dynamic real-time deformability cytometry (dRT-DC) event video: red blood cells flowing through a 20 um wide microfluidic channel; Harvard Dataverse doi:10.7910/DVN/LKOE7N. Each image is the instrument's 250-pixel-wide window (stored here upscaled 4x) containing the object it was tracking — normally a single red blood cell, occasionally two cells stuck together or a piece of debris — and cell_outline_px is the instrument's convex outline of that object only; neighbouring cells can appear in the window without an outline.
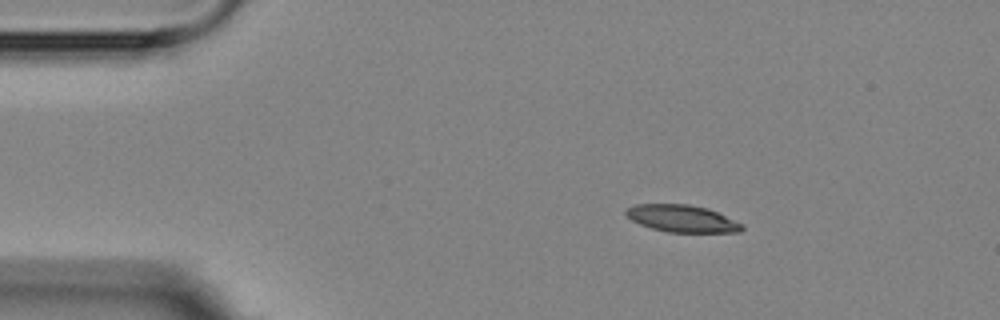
{"species": "Egyptian fruit bat (a non-hibernating species)", "species_latin": "Rousettus aegyptiacus", "temperature_condition": "room temperature", "stored_images_in_passage": 3, "camera_frame_rate_fps": 3000, "um_per_image_px": 0.085, "animal": {"sex": "female"}, "frame": {"image": 1, "passage_image": 1, "time_ms": 0.0, "image_size_px": [1000, 320], "cell_outline_px": [[744, 228], [740, 232], [668, 232], [652, 228], [640, 224], [632, 220], [624, 212], [628, 208], [636, 204], [688, 204], [708, 208], [744, 224]], "centroid_in_image_um": [58.0, 18.57], "position_along_channel_um": 27.0, "area_um2": 18.26}}
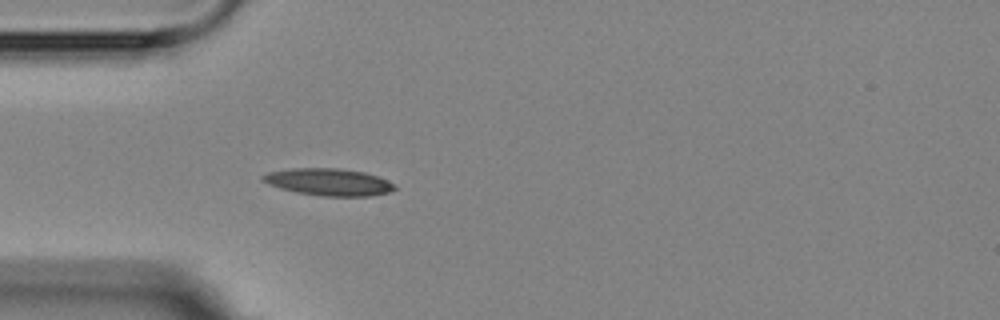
{"frame": {"image": 2, "passage_image": 3, "time_ms": 2.333, "image_size_px": [1000, 320], "cell_outline_px": [[396, 188], [388, 192], [368, 196], [324, 196], [296, 192], [280, 188], [268, 184], [260, 180], [260, 176], [268, 172], [292, 168], [336, 168], [364, 172], [376, 176], [396, 184]], "centroid_in_image_um": [27.9, 15.47], "position_along_channel_um": 57.1, "area_um2": 20.75}}